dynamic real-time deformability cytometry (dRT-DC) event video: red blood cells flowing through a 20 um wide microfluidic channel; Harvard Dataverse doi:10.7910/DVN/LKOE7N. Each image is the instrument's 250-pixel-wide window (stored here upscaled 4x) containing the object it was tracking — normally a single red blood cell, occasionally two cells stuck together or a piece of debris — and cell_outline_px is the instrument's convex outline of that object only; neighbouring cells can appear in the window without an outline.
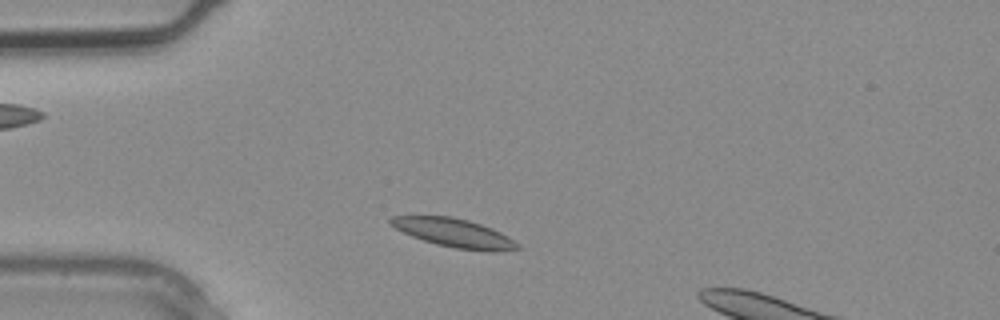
{"species": "common noctule bat (a hibernating species)", "species_latin": "Nyctalus noctula", "temperature_condition": "warm", "stored_images_in_passage": 2, "camera_frame_rate_fps": 3000, "um_per_image_px": 0.085, "animal": {"sex": "male", "body_mass_g": 20.4}, "frame": {"image": 1, "passage_image": 2, "time_ms": 0.333, "image_size_px": [1000, 320], "cell_outline_px": [[520, 248], [492, 252], [484, 252], [456, 248], [436, 244], [412, 236], [396, 228], [388, 220], [392, 216], [452, 216], [468, 220], [492, 228], [508, 236]], "centroid_in_image_um": [38.6, 19.8], "position_along_channel_um": 46.4, "area_um2": 20.87}}